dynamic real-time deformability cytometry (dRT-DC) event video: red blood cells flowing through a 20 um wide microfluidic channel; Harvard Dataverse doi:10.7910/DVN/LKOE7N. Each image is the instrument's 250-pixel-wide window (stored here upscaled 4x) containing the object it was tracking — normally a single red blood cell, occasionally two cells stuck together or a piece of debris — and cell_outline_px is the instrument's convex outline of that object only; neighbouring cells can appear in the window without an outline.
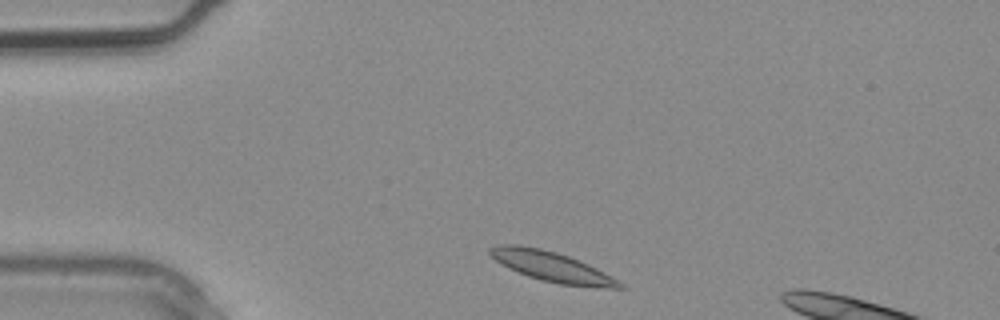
{"species": "common noctule bat (a hibernating species)", "species_latin": "Nyctalus noctula", "temperature_condition": "warm", "stored_images_in_passage": 4, "segment_of_instrument_passage": [2, 2], "camera_frame_rate_fps": 3000, "um_per_image_px": 0.085, "animal": {"sex": "male", "body_mass_g": 20.4}, "frame": {"image": 1, "passage_image": 4, "time_ms": 1.0, "image_size_px": [1000, 320], "cell_outline_px": [[628, 288], [596, 288], [560, 284], [540, 280], [528, 276], [508, 268], [496, 260], [488, 252], [488, 248], [496, 244], [520, 244], [540, 248], [556, 252], [580, 260], [596, 268], [624, 284]], "centroid_in_image_um": [46.89, 22.66], "position_along_channel_um": 38.1, "area_um2": 22.83}}